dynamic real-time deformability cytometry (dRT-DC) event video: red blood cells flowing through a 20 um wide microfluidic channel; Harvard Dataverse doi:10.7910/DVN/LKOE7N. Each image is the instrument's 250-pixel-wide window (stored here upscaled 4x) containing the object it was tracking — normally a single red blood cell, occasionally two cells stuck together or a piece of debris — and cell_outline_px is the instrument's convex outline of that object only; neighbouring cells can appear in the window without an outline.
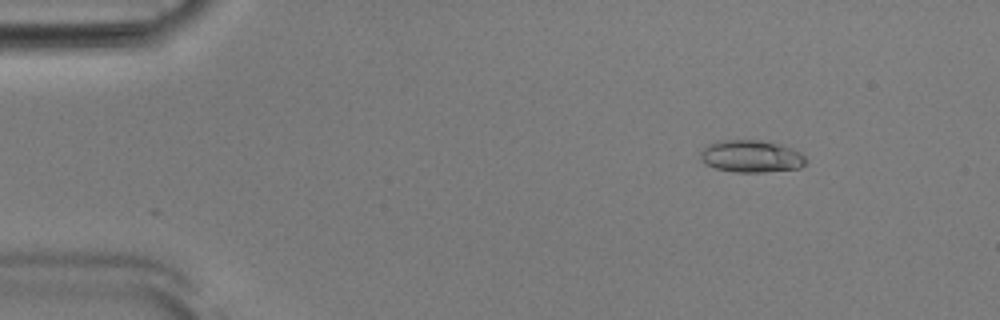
{"species": "Egyptian fruit bat (a non-hibernating species)", "species_latin": "Rousettus aegyptiacus", "temperature_condition": "room temperature", "stored_images_in_passage": 61, "camera_frame_rate_fps": 3000, "um_per_image_px": 0.085, "animal": {"sex": "male"}, "frame": {"image": 1, "passage_image": 9, "time_ms": 2.667, "image_size_px": [1000, 320], "cell_outline_px": [[808, 160], [800, 168], [764, 172], [736, 172], [716, 168], [704, 164], [700, 160], [700, 152], [708, 144], [716, 140], [760, 140], [780, 144], [792, 148], [800, 152]], "centroid_in_image_um": [63.84, 13.28], "position_along_channel_um": 21.2, "area_um2": 20.0}}
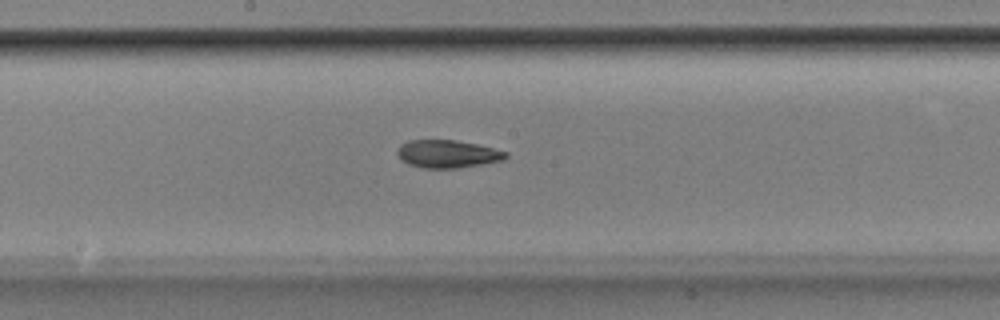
{"frame": {"image": 2, "passage_image": 33, "time_ms": 10.667, "image_size_px": [1000, 320], "cell_outline_px": [[508, 156], [504, 160], [484, 164], [456, 168], [420, 168], [408, 164], [400, 160], [396, 152], [400, 144], [408, 140], [456, 140], [476, 144], [508, 152]], "centroid_in_image_um": [38.01, 13.09], "position_along_channel_um": 210.2, "area_um2": 17.74}}
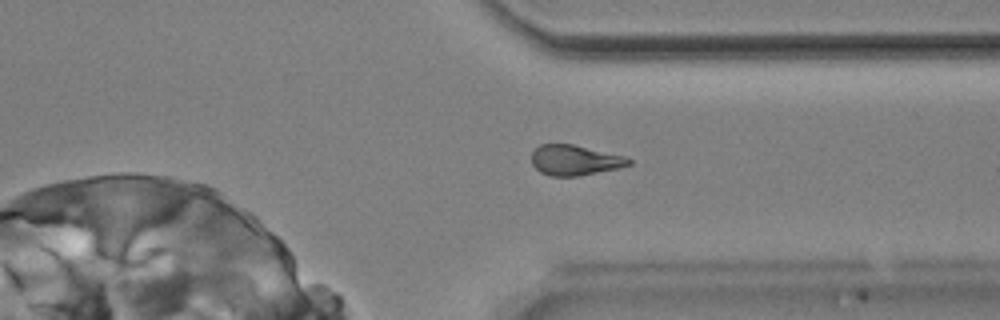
{"frame": {"image": 3, "passage_image": 45, "time_ms": 14.667, "image_size_px": [1000, 320], "cell_outline_px": [[632, 164], [616, 168], [576, 176], [548, 176], [540, 172], [532, 164], [532, 152], [540, 144], [572, 144], [628, 156], [632, 160]], "centroid_in_image_um": [48.87, 13.6], "position_along_channel_um": 362.5, "area_um2": 17.17}, "authors_computed_cell_mechanics": {"area_um2": 17.918, "velocity_mm_per_s": 3.7386, "shape_relaxation_time_tau1_ms": 4.4805, "shape_relaxation_time_tau2_ms": 6.2285, "deformation_change_tau1": 0.1464, "deformation_change_tau2": 0.1554}}